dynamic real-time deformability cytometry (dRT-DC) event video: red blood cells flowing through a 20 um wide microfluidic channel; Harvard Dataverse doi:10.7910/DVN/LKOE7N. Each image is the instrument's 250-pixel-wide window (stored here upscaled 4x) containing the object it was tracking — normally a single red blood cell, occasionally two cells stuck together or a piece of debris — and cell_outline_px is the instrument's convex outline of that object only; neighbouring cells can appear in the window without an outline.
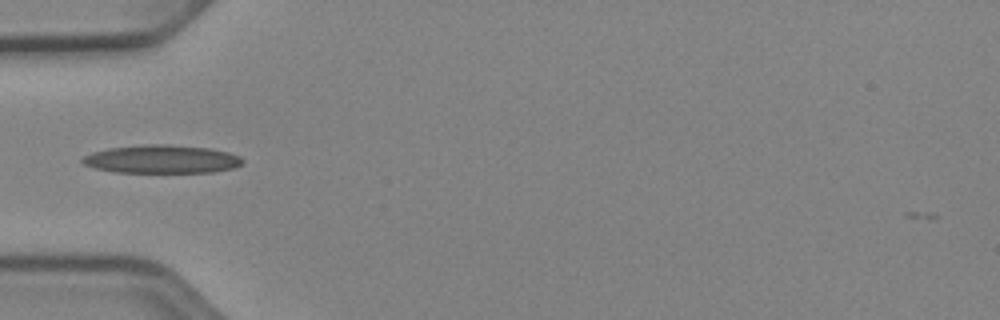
{"species": "Egyptian fruit bat (a non-hibernating species)", "species_latin": "Rousettus aegyptiacus", "temperature_condition": "cold", "stored_images_in_passage": 28, "camera_frame_rate_fps": 3000, "um_per_image_px": 0.085, "animal": {"sex": "female"}, "frame": {"image": 1, "passage_image": 1, "time_ms": 0.0, "image_size_px": [1000, 320], "cell_outline_px": [[244, 160], [240, 164], [232, 168], [212, 172], [116, 172], [96, 168], [84, 164], [80, 160], [84, 156], [92, 152], [108, 148], [144, 144], [168, 144], [208, 148], [228, 152], [240, 156]], "centroid_in_image_um": [13.73, 13.52], "position_along_channel_um": 71.3, "area_um2": 26.24}}
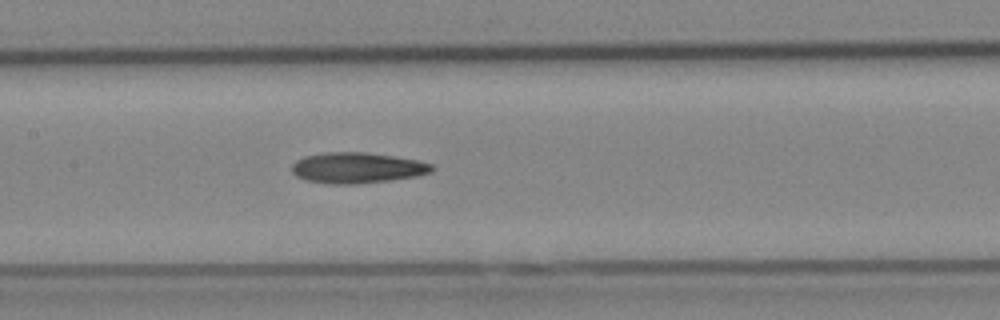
{"frame": {"image": 2, "passage_image": 9, "time_ms": 2.667, "image_size_px": [1000, 320], "cell_outline_px": [[436, 168], [432, 172], [416, 176], [388, 180], [356, 184], [332, 184], [304, 180], [296, 176], [292, 172], [292, 164], [296, 160], [304, 156], [324, 152], [364, 152], [420, 160], [432, 164]], "centroid_in_image_um": [30.35, 14.26], "position_along_channel_um": 177.0, "area_um2": 25.2}}
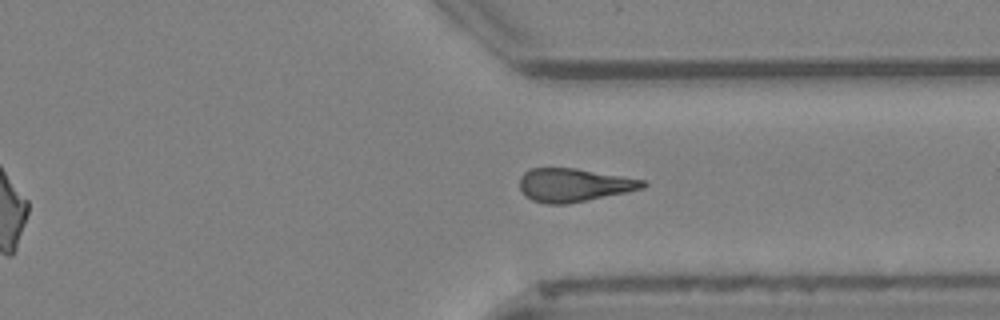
{"frame": {"image": 3, "passage_image": 23, "time_ms": 7.333, "image_size_px": [1000, 320], "cell_outline_px": [[648, 184], [644, 188], [568, 204], [548, 204], [532, 200], [524, 196], [520, 188], [520, 176], [524, 172], [532, 168], [576, 168], [644, 180]], "centroid_in_image_um": [48.75, 15.73], "position_along_channel_um": 362.7, "area_um2": 23.81}}